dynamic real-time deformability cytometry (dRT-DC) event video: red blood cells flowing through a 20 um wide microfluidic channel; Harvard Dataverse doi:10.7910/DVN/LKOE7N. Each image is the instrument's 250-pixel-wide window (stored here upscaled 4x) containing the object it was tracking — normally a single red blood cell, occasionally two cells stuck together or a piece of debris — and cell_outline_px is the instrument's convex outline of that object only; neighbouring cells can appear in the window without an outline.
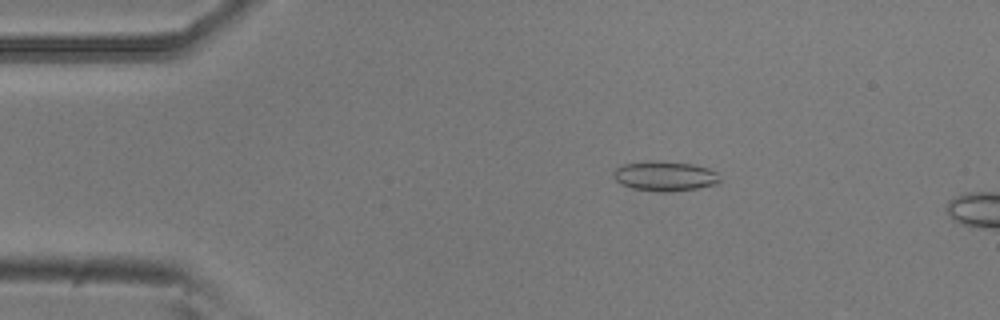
{"species": "common noctule bat (a hibernating species)", "species_latin": "Nyctalus noctula", "temperature_condition": "room temperature", "stored_images_in_passage": 5, "camera_frame_rate_fps": 3000, "um_per_image_px": 0.085, "animal": {"sex": "male", "body_mass_g": 20.5, "forearm_length_mm": 52.5}, "frame": {"image": 1, "passage_image": 3, "time_ms": 0.667, "image_size_px": [1000, 320], "cell_outline_px": [[720, 180], [716, 184], [696, 188], [672, 192], [660, 192], [632, 188], [620, 184], [612, 176], [612, 172], [616, 168], [624, 164], [660, 160], [692, 164], [708, 168], [716, 172]], "centroid_in_image_um": [56.48, 14.97], "position_along_channel_um": 28.5, "area_um2": 18.5}}